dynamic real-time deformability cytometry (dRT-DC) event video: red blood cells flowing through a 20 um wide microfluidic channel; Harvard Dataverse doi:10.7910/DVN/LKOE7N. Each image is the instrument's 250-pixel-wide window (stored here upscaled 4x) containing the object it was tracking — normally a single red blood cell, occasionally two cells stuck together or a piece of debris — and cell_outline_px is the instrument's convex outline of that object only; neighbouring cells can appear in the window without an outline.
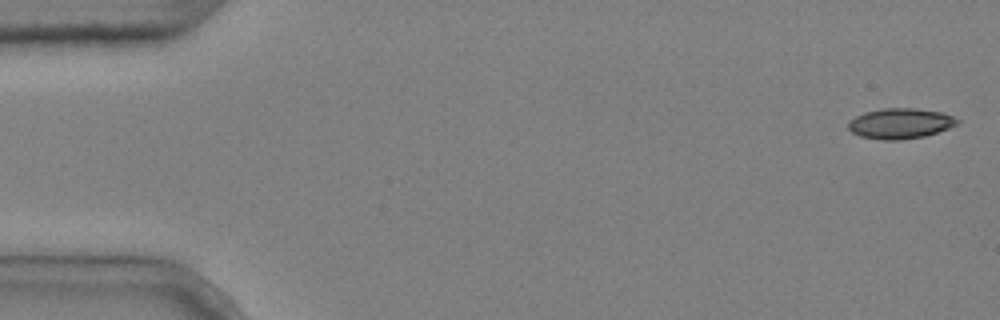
{"species": "common noctule bat (a hibernating species)", "species_latin": "Nyctalus noctula", "temperature_condition": "cold", "stored_images_in_passage": 6, "camera_frame_rate_fps": 3000, "um_per_image_px": 0.085, "animal": {"sex": "male", "body_mass_g": 20.4}, "frame": {"image": 1, "passage_image": 1, "time_ms": 0.0, "image_size_px": [1000, 320], "cell_outline_px": [[960, 124], [924, 136], [900, 140], [884, 140], [860, 136], [852, 132], [848, 128], [848, 120], [864, 112], [884, 108], [916, 108], [944, 112], [960, 120]], "centroid_in_image_um": [76.53, 10.48], "position_along_channel_um": 8.5, "area_um2": 19.42}}